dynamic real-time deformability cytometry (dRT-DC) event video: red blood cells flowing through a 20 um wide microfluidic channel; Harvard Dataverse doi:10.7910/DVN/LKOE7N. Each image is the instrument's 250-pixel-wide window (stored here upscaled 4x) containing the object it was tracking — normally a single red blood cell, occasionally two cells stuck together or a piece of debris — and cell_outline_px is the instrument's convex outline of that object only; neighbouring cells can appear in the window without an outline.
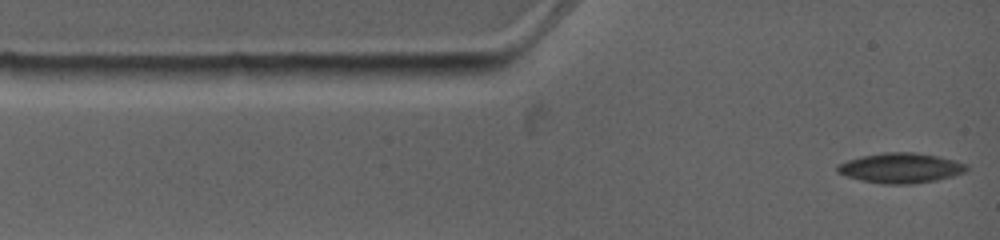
{"species": "common noctule bat (a hibernating species)", "species_latin": "Nyctalus noctula", "temperature_condition": "warm", "stored_images_in_passage": 6, "camera_frame_rate_fps": 4500, "um_per_image_px": 0.085, "animal": {"sex": "female", "body_mass_g": 19.0, "forearm_length_mm": 53.3}, "frame": {"image": 1, "passage_image": 1, "time_ms": 0.0, "image_size_px": [1000, 240], "cell_outline_px": [[968, 168], [964, 172], [952, 176], [936, 180], [912, 184], [880, 184], [860, 180], [836, 172], [836, 164], [848, 160], [864, 156], [884, 152], [912, 152], [936, 156], [968, 164]], "centroid_in_image_um": [76.53, 14.29], "position_along_channel_um": 8.5, "area_um2": 22.48}}
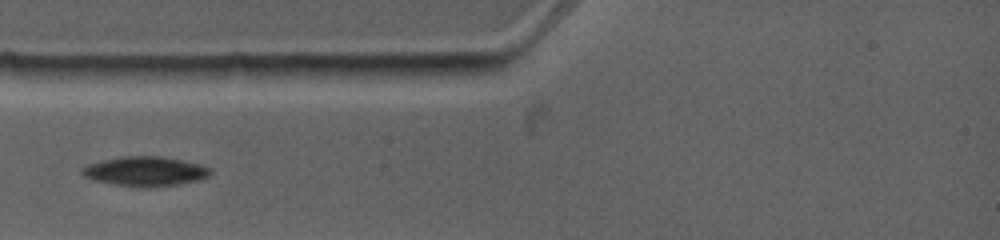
{"frame": {"image": 2, "passage_image": 4, "time_ms": 2.667, "image_size_px": [1000, 240], "cell_outline_px": [[212, 172], [208, 176], [196, 180], [176, 184], [148, 188], [112, 184], [96, 180], [84, 176], [80, 172], [80, 168], [88, 164], [100, 160], [124, 156], [160, 156], [200, 164], [212, 168]], "centroid_in_image_um": [12.31, 14.55], "position_along_channel_um": 72.7, "area_um2": 22.02}}
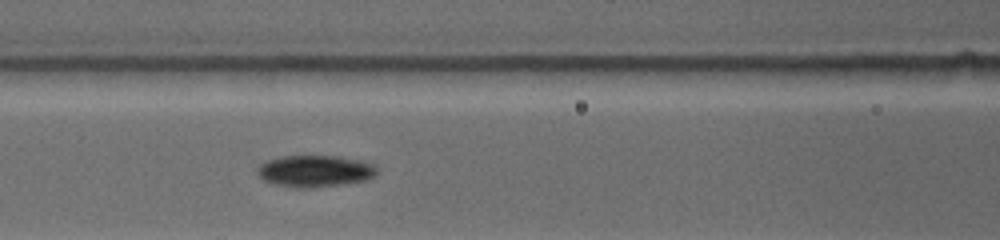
{"frame": {"image": 3, "passage_image": 6, "time_ms": 4.444, "image_size_px": [1000, 240], "cell_outline_px": [[376, 176], [368, 180], [312, 188], [296, 188], [272, 184], [264, 180], [256, 172], [256, 168], [260, 164], [268, 160], [284, 156], [336, 156], [356, 160], [372, 164], [376, 168]], "centroid_in_image_um": [26.73, 14.55], "position_along_channel_um": 139.9, "area_um2": 22.02}}